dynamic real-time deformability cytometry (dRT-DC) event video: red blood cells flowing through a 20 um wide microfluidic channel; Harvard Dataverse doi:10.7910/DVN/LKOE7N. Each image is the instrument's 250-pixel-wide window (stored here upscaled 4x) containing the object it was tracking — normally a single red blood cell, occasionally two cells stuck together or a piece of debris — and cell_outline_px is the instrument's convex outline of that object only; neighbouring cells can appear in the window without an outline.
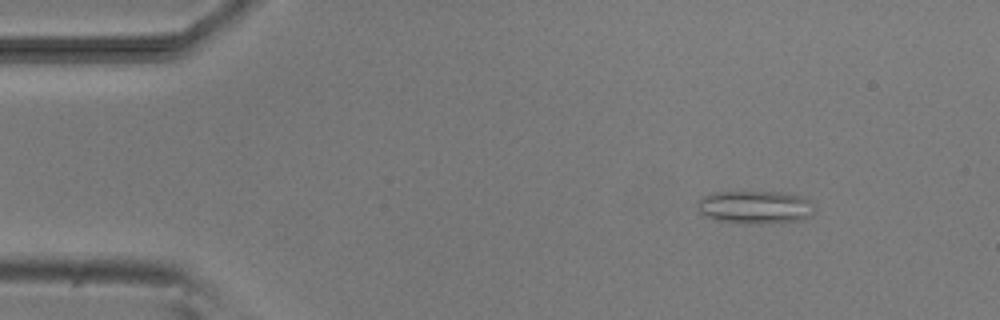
{"species": "common noctule bat (a hibernating species)", "species_latin": "Nyctalus noctula", "temperature_condition": "room temperature", "stored_images_in_passage": 4, "camera_frame_rate_fps": 3000, "um_per_image_px": 0.085, "animal": {"sex": "male", "body_mass_g": 20.5, "forearm_length_mm": 52.5}, "frame": {"image": 1, "passage_image": 2, "time_ms": 1.333, "image_size_px": [1000, 320], "cell_outline_px": [[812, 216], [804, 220], [760, 224], [744, 224], [716, 220], [700, 212], [696, 204], [704, 196], [712, 192], [784, 192], [800, 196], [808, 200], [812, 212]], "centroid_in_image_um": [64.17, 17.62], "position_along_channel_um": 20.8, "area_um2": 22.48}}